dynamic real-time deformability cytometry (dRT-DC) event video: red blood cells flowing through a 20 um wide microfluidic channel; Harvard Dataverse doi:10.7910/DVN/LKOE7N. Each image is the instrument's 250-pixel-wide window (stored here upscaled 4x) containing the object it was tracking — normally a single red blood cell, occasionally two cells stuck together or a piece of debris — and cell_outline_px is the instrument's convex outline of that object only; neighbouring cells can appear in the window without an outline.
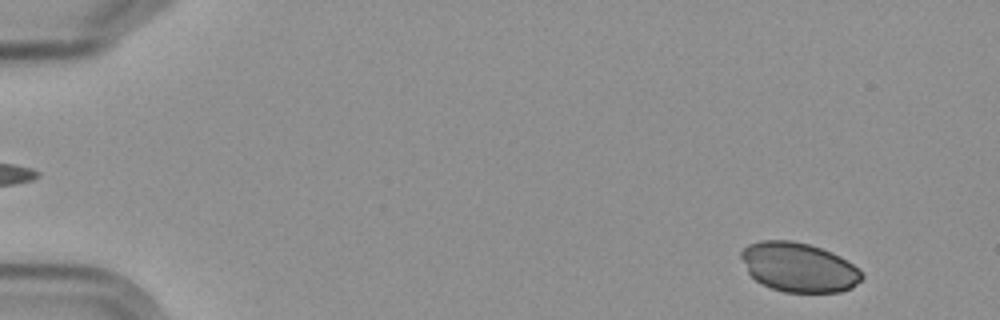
{"species": "Egyptian fruit bat (a non-hibernating species)", "species_latin": "Rousettus aegyptiacus", "temperature_condition": "cold", "stored_images_in_passage": 6, "camera_frame_rate_fps": 3000, "um_per_image_px": 0.085, "frame": {"image": 1, "passage_image": 6, "time_ms": 6.0, "image_size_px": [1000, 320], "cell_outline_px": [[864, 276], [852, 288], [840, 292], [784, 292], [772, 288], [756, 280], [748, 272], [740, 256], [740, 252], [748, 244], [760, 240], [792, 240], [808, 244], [820, 248], [840, 256], [852, 264]], "centroid_in_image_um": [67.87, 22.71], "position_along_channel_um": 17.1, "area_um2": 34.45}}